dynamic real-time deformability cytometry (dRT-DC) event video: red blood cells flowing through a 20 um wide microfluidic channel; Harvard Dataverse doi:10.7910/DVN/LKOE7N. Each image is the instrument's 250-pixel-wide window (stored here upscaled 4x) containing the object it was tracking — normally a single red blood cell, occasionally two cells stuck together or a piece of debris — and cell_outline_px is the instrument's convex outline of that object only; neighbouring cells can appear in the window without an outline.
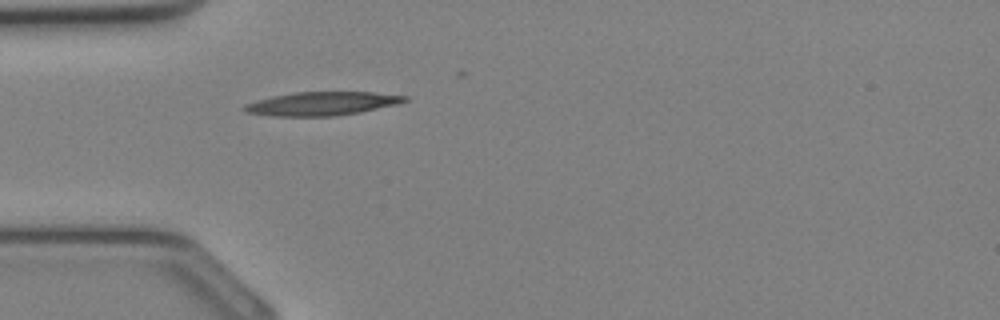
{"species": "Egyptian fruit bat (a non-hibernating species)", "species_latin": "Rousettus aegyptiacus", "temperature_condition": "cold", "stored_images_in_passage": 9, "camera_frame_rate_fps": 3000, "um_per_image_px": 0.085, "animal": {"sex": "female"}, "frame": {"image": 1, "passage_image": 2, "time_ms": 0.333, "image_size_px": [1000, 320], "cell_outline_px": [[408, 100], [400, 104], [360, 112], [336, 116], [268, 116], [244, 112], [240, 108], [244, 104], [272, 96], [292, 92], [372, 92], [408, 96]], "centroid_in_image_um": [27.34, 8.81], "position_along_channel_um": 57.7, "area_um2": 22.31}}
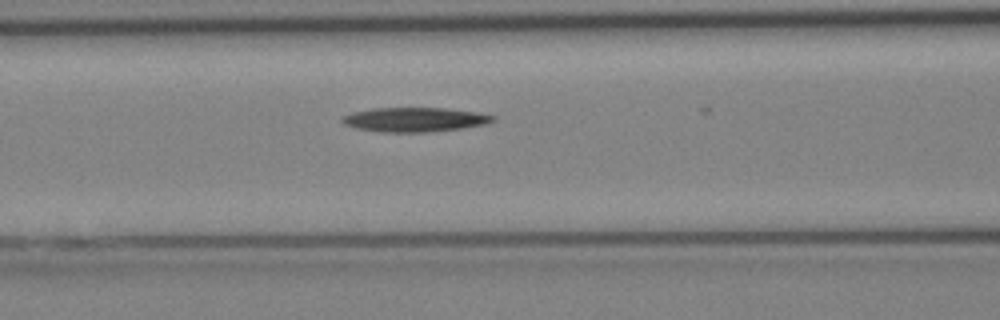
{"frame": {"image": 2, "passage_image": 6, "time_ms": 1.667, "image_size_px": [1000, 320], "cell_outline_px": [[496, 120], [484, 124], [460, 128], [428, 132], [380, 132], [356, 128], [344, 124], [340, 120], [344, 116], [352, 112], [372, 108], [444, 108], [476, 112], [496, 116]], "centroid_in_image_um": [35.22, 10.16], "position_along_channel_um": 131.4, "area_um2": 21.27}}
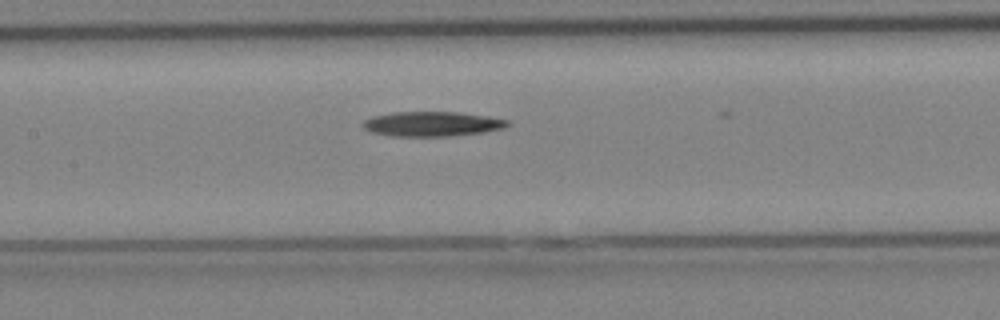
{"frame": {"image": 3, "passage_image": 8, "time_ms": 2.333, "image_size_px": [1000, 320], "cell_outline_px": [[512, 124], [504, 128], [484, 132], [448, 136], [392, 136], [372, 132], [364, 128], [360, 124], [364, 120], [372, 116], [392, 112], [460, 112], [488, 116], [508, 120]], "centroid_in_image_um": [36.73, 10.53], "position_along_channel_um": 170.7, "area_um2": 20.98}}